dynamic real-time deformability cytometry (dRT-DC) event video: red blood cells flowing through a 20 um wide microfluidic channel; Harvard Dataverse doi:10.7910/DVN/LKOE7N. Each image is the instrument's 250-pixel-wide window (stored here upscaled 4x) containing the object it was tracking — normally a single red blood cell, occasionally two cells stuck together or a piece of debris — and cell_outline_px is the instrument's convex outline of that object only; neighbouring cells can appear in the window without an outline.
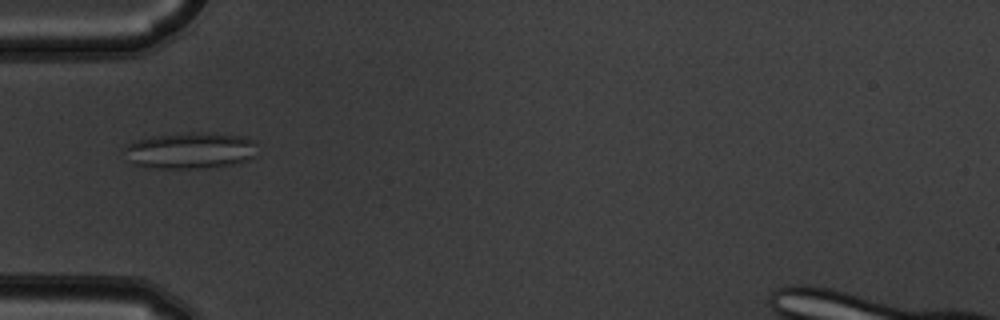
{"species": "common noctule bat (a hibernating species)", "species_latin": "Nyctalus noctula", "temperature_condition": "warm", "stored_images_in_passage": 8, "camera_frame_rate_fps": 3000, "um_per_image_px": 0.085, "animal": {"sex": "male", "body_mass_g": 19.5, "forearm_length_mm": 54.6}, "frame": {"image": 1, "passage_image": 5, "time_ms": 1.333, "image_size_px": [1000, 320], "cell_outline_px": [[256, 156], [240, 164], [204, 168], [156, 168], [132, 164], [128, 160], [124, 148], [128, 144], [152, 136], [188, 132], [208, 132], [240, 136], [252, 140]], "centroid_in_image_um": [16.19, 12.8], "position_along_channel_um": 68.8, "area_um2": 28.21}}
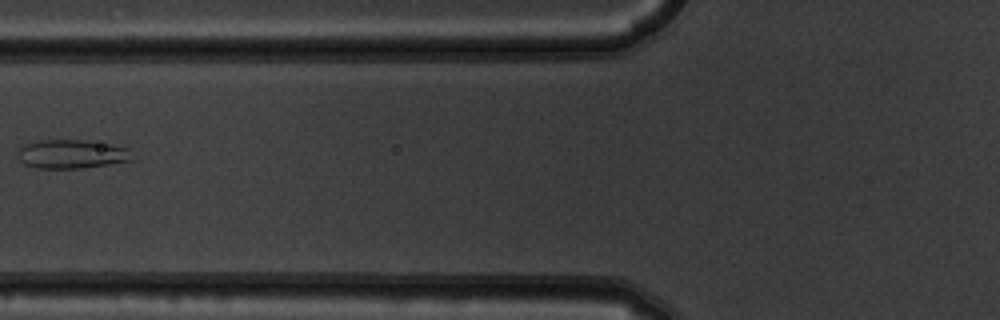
{"frame": {"image": 2, "passage_image": 6, "time_ms": 1.667, "image_size_px": [1000, 320], "cell_outline_px": [[132, 160], [108, 164], [80, 168], [36, 168], [24, 164], [20, 160], [16, 152], [20, 148], [36, 140], [84, 140], [108, 144], [128, 148]], "centroid_in_image_um": [6.04, 13.09], "position_along_channel_um": 119.8, "area_um2": 18.96}}